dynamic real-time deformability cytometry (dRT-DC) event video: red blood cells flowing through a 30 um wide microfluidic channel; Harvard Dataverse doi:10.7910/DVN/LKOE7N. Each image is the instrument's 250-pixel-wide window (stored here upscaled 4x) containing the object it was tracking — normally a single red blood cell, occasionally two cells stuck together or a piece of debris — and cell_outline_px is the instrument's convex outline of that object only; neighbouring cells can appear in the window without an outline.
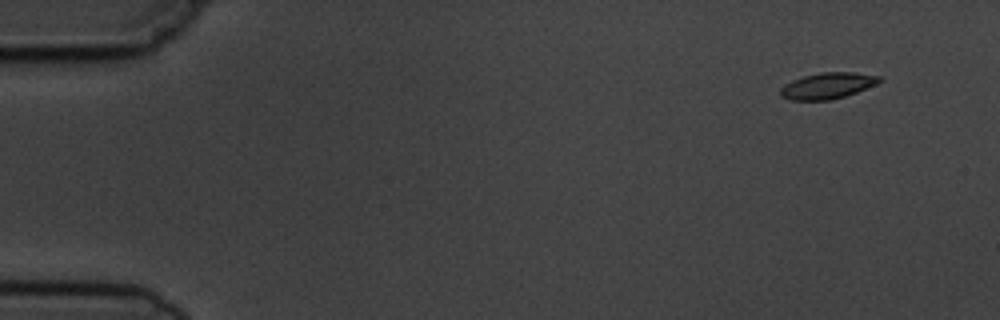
{"species": "common noctule bat (a hibernating species)", "species_latin": "Nyctalus noctula", "temperature_condition": "cold", "stored_images_in_passage": 10, "camera_frame_rate_fps": 3000, "um_per_image_px": 0.085, "animal": {"sex": "male", "body_mass_g": 19.5, "forearm_length_mm": 54.6}, "frame": {"image": 1, "passage_image": 1, "time_ms": 0.0, "image_size_px": [1000, 320], "cell_outline_px": [[884, 80], [876, 84], [856, 92], [832, 100], [788, 100], [780, 96], [780, 88], [784, 84], [792, 80], [804, 76], [820, 72], [852, 72], [880, 76]], "centroid_in_image_um": [70.32, 7.29], "position_along_channel_um": 14.7, "area_um2": 15.14}}
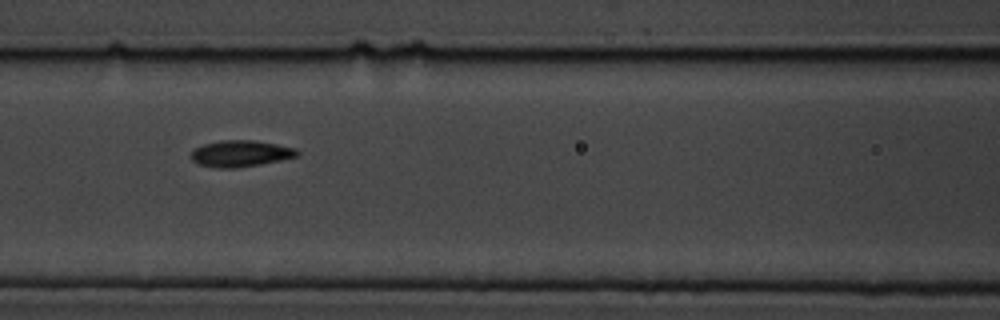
{"frame": {"image": 2, "passage_image": 6, "time_ms": 6.667, "image_size_px": [1000, 320], "cell_outline_px": [[300, 156], [260, 164], [236, 168], [216, 168], [200, 164], [192, 160], [192, 148], [204, 144], [220, 140], [252, 140], [276, 144], [296, 148], [300, 152]], "centroid_in_image_um": [20.46, 13.05], "position_along_channel_um": 146.1, "area_um2": 16.36}}
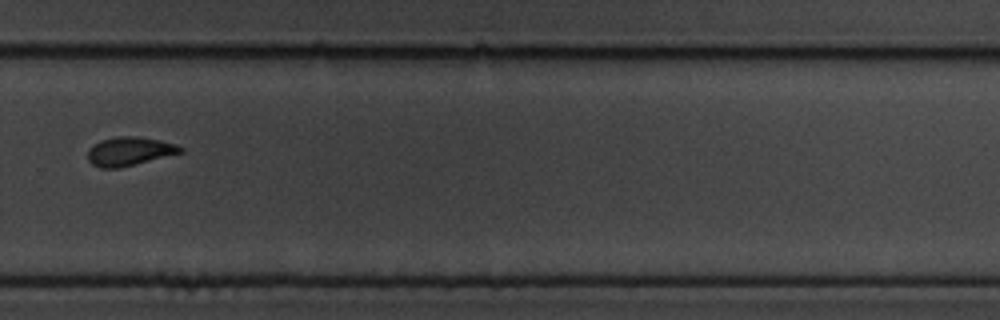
{"frame": {"image": 3, "passage_image": 10, "time_ms": 11.333, "image_size_px": [1000, 320], "cell_outline_px": [[184, 152], [116, 168], [100, 168], [92, 164], [88, 160], [88, 152], [100, 140], [116, 136], [136, 136], [160, 140], [176, 144], [184, 148]], "centroid_in_image_um": [11.02, 12.85], "position_along_channel_um": 318.8, "area_um2": 15.26}}